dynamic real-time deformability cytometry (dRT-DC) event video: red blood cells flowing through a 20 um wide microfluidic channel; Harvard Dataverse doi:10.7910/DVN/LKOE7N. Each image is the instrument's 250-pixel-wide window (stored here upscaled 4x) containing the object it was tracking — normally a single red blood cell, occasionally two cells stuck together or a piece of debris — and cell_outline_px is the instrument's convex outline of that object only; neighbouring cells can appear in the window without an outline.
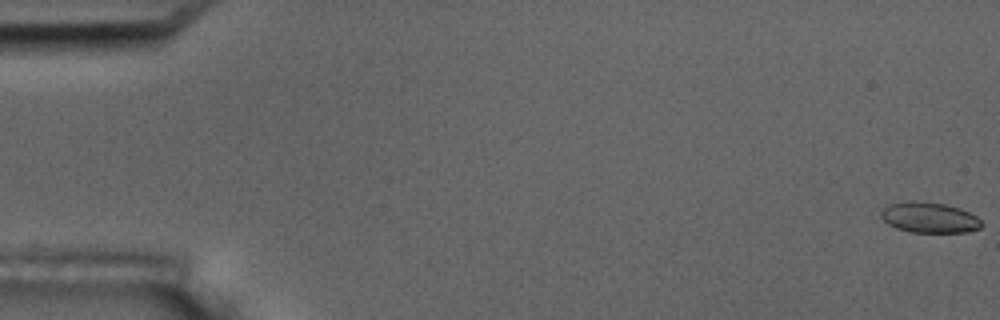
{"species": "common noctule bat (a hibernating species)", "species_latin": "Nyctalus noctula", "temperature_condition": "room temperature", "stored_images_in_passage": 5, "camera_frame_rate_fps": 3000, "um_per_image_px": 0.085, "animal": {"sex": "male", "body_mass_g": 17.5, "forearm_length_mm": 52.3}, "frame": {"image": 1, "passage_image": 1, "time_ms": 0.0, "image_size_px": [1000, 320], "cell_outline_px": [[984, 224], [980, 228], [968, 232], [912, 232], [896, 228], [888, 224], [880, 216], [880, 212], [888, 204], [944, 204], [960, 208], [976, 216]], "centroid_in_image_um": [79.05, 18.55], "position_along_channel_um": 6.0, "area_um2": 17.11}}
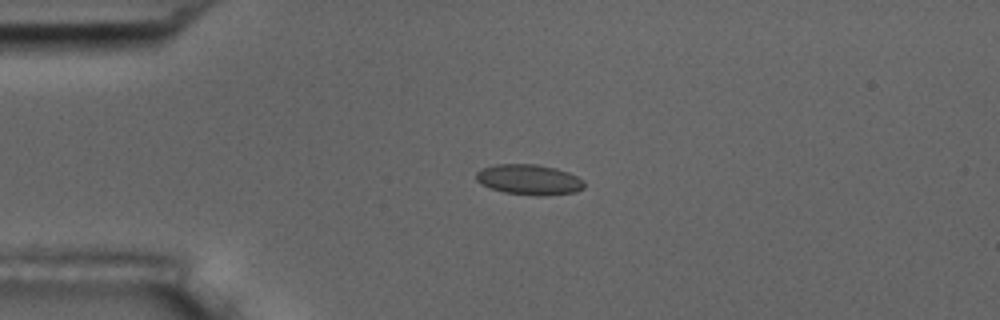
{"frame": {"image": 2, "passage_image": 4, "time_ms": 4.333, "image_size_px": [1000, 320], "cell_outline_px": [[584, 188], [576, 192], [544, 196], [536, 196], [504, 192], [480, 184], [476, 180], [476, 172], [480, 168], [496, 164], [536, 164], [556, 168], [568, 172], [584, 180]], "centroid_in_image_um": [44.97, 15.27], "position_along_channel_um": 40.0, "area_um2": 19.31}}